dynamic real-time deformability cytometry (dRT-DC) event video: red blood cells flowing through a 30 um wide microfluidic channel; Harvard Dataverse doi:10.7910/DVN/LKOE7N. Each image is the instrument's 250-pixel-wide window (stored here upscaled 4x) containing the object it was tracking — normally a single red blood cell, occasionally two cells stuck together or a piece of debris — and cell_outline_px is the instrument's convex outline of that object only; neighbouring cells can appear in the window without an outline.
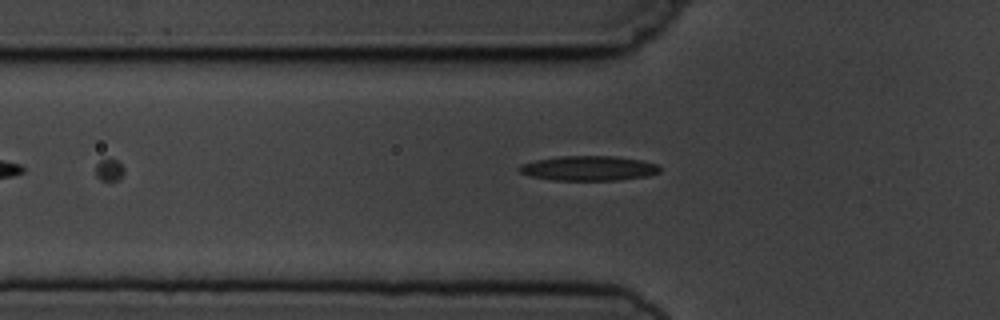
{"species": "common noctule bat (a hibernating species)", "species_latin": "Nyctalus noctula", "temperature_condition": "cold", "stored_images_in_passage": 6, "camera_frame_rate_fps": 3000, "um_per_image_px": 0.085, "animal": {"sex": "male", "body_mass_g": 19.5, "forearm_length_mm": 54.6}, "frame": {"image": 1, "passage_image": 6, "time_ms": 5.667, "image_size_px": [1000, 320], "cell_outline_px": [[660, 172], [648, 176], [616, 180], [552, 180], [528, 176], [520, 172], [516, 168], [520, 164], [536, 160], [560, 156], [616, 156], [640, 160], [660, 164]], "centroid_in_image_um": [50.03, 14.3], "position_along_channel_um": 75.8, "area_um2": 20.46}}